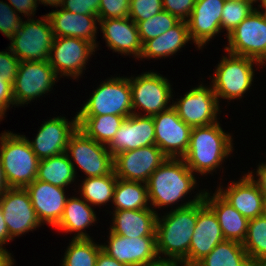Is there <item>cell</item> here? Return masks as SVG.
<instances>
[{
	"mask_svg": "<svg viewBox=\"0 0 266 266\" xmlns=\"http://www.w3.org/2000/svg\"><path fill=\"white\" fill-rule=\"evenodd\" d=\"M206 189L188 201L171 206L168 213L157 216L156 243L159 258L187 263V255L198 216V202ZM162 256V257H161Z\"/></svg>",
	"mask_w": 266,
	"mask_h": 266,
	"instance_id": "obj_1",
	"label": "cell"
},
{
	"mask_svg": "<svg viewBox=\"0 0 266 266\" xmlns=\"http://www.w3.org/2000/svg\"><path fill=\"white\" fill-rule=\"evenodd\" d=\"M232 141V135L223 131L220 122L193 127L188 149L182 159L194 174H213L233 152Z\"/></svg>",
	"mask_w": 266,
	"mask_h": 266,
	"instance_id": "obj_2",
	"label": "cell"
},
{
	"mask_svg": "<svg viewBox=\"0 0 266 266\" xmlns=\"http://www.w3.org/2000/svg\"><path fill=\"white\" fill-rule=\"evenodd\" d=\"M196 179L182 158L168 157L146 182L151 208L161 210L182 202L197 186Z\"/></svg>",
	"mask_w": 266,
	"mask_h": 266,
	"instance_id": "obj_3",
	"label": "cell"
},
{
	"mask_svg": "<svg viewBox=\"0 0 266 266\" xmlns=\"http://www.w3.org/2000/svg\"><path fill=\"white\" fill-rule=\"evenodd\" d=\"M0 158L9 188H25L36 179L40 159L23 135L1 133Z\"/></svg>",
	"mask_w": 266,
	"mask_h": 266,
	"instance_id": "obj_4",
	"label": "cell"
},
{
	"mask_svg": "<svg viewBox=\"0 0 266 266\" xmlns=\"http://www.w3.org/2000/svg\"><path fill=\"white\" fill-rule=\"evenodd\" d=\"M227 56H223L218 62L211 85L216 94L218 103L220 99L227 101L241 99L246 92L251 89L254 79V65H263L249 57L235 55L227 52Z\"/></svg>",
	"mask_w": 266,
	"mask_h": 266,
	"instance_id": "obj_5",
	"label": "cell"
},
{
	"mask_svg": "<svg viewBox=\"0 0 266 266\" xmlns=\"http://www.w3.org/2000/svg\"><path fill=\"white\" fill-rule=\"evenodd\" d=\"M77 116L117 115L128 117L132 111L129 77L116 76L100 82Z\"/></svg>",
	"mask_w": 266,
	"mask_h": 266,
	"instance_id": "obj_6",
	"label": "cell"
},
{
	"mask_svg": "<svg viewBox=\"0 0 266 266\" xmlns=\"http://www.w3.org/2000/svg\"><path fill=\"white\" fill-rule=\"evenodd\" d=\"M129 81L133 114L154 116L172 106L170 100L173 99V89L167 77L150 70L136 77H129Z\"/></svg>",
	"mask_w": 266,
	"mask_h": 266,
	"instance_id": "obj_7",
	"label": "cell"
},
{
	"mask_svg": "<svg viewBox=\"0 0 266 266\" xmlns=\"http://www.w3.org/2000/svg\"><path fill=\"white\" fill-rule=\"evenodd\" d=\"M40 18L22 21L19 30L9 39L8 48L20 62L45 61L50 57L54 34L48 16Z\"/></svg>",
	"mask_w": 266,
	"mask_h": 266,
	"instance_id": "obj_8",
	"label": "cell"
},
{
	"mask_svg": "<svg viewBox=\"0 0 266 266\" xmlns=\"http://www.w3.org/2000/svg\"><path fill=\"white\" fill-rule=\"evenodd\" d=\"M66 153L77 174V165L85 178L109 175L114 170L113 156L107 145L87 137L80 129L70 136Z\"/></svg>",
	"mask_w": 266,
	"mask_h": 266,
	"instance_id": "obj_9",
	"label": "cell"
},
{
	"mask_svg": "<svg viewBox=\"0 0 266 266\" xmlns=\"http://www.w3.org/2000/svg\"><path fill=\"white\" fill-rule=\"evenodd\" d=\"M58 78L48 60L21 61L12 85L14 104L28 105L40 96L43 97L45 93L52 91Z\"/></svg>",
	"mask_w": 266,
	"mask_h": 266,
	"instance_id": "obj_10",
	"label": "cell"
},
{
	"mask_svg": "<svg viewBox=\"0 0 266 266\" xmlns=\"http://www.w3.org/2000/svg\"><path fill=\"white\" fill-rule=\"evenodd\" d=\"M224 51L249 57L266 65V20L256 8L230 34Z\"/></svg>",
	"mask_w": 266,
	"mask_h": 266,
	"instance_id": "obj_11",
	"label": "cell"
},
{
	"mask_svg": "<svg viewBox=\"0 0 266 266\" xmlns=\"http://www.w3.org/2000/svg\"><path fill=\"white\" fill-rule=\"evenodd\" d=\"M176 100H172V107L179 118L191 128L219 122L217 114L221 112L220 105L211 84L204 86L201 83Z\"/></svg>",
	"mask_w": 266,
	"mask_h": 266,
	"instance_id": "obj_12",
	"label": "cell"
},
{
	"mask_svg": "<svg viewBox=\"0 0 266 266\" xmlns=\"http://www.w3.org/2000/svg\"><path fill=\"white\" fill-rule=\"evenodd\" d=\"M95 51L96 48L85 40L74 37H54L48 62L58 77L67 76L77 80L85 72L83 70H86L88 60Z\"/></svg>",
	"mask_w": 266,
	"mask_h": 266,
	"instance_id": "obj_13",
	"label": "cell"
},
{
	"mask_svg": "<svg viewBox=\"0 0 266 266\" xmlns=\"http://www.w3.org/2000/svg\"><path fill=\"white\" fill-rule=\"evenodd\" d=\"M0 207L12 240L42 225L25 188H8L0 197Z\"/></svg>",
	"mask_w": 266,
	"mask_h": 266,
	"instance_id": "obj_14",
	"label": "cell"
},
{
	"mask_svg": "<svg viewBox=\"0 0 266 266\" xmlns=\"http://www.w3.org/2000/svg\"><path fill=\"white\" fill-rule=\"evenodd\" d=\"M167 158L156 145L120 152L113 157L114 172L119 179L146 183Z\"/></svg>",
	"mask_w": 266,
	"mask_h": 266,
	"instance_id": "obj_15",
	"label": "cell"
},
{
	"mask_svg": "<svg viewBox=\"0 0 266 266\" xmlns=\"http://www.w3.org/2000/svg\"><path fill=\"white\" fill-rule=\"evenodd\" d=\"M152 117L155 145L169 158H182L188 149L192 128L179 118L172 106Z\"/></svg>",
	"mask_w": 266,
	"mask_h": 266,
	"instance_id": "obj_16",
	"label": "cell"
},
{
	"mask_svg": "<svg viewBox=\"0 0 266 266\" xmlns=\"http://www.w3.org/2000/svg\"><path fill=\"white\" fill-rule=\"evenodd\" d=\"M77 128V114L71 121L60 115L44 121L33 141L23 136L28 140L33 152L42 160L65 153L69 138Z\"/></svg>",
	"mask_w": 266,
	"mask_h": 266,
	"instance_id": "obj_17",
	"label": "cell"
},
{
	"mask_svg": "<svg viewBox=\"0 0 266 266\" xmlns=\"http://www.w3.org/2000/svg\"><path fill=\"white\" fill-rule=\"evenodd\" d=\"M102 251L126 266H141L158 259L156 237L128 238L109 231Z\"/></svg>",
	"mask_w": 266,
	"mask_h": 266,
	"instance_id": "obj_18",
	"label": "cell"
},
{
	"mask_svg": "<svg viewBox=\"0 0 266 266\" xmlns=\"http://www.w3.org/2000/svg\"><path fill=\"white\" fill-rule=\"evenodd\" d=\"M216 191L248 220L266 213L264 194L248 173L226 188L218 185Z\"/></svg>",
	"mask_w": 266,
	"mask_h": 266,
	"instance_id": "obj_19",
	"label": "cell"
},
{
	"mask_svg": "<svg viewBox=\"0 0 266 266\" xmlns=\"http://www.w3.org/2000/svg\"><path fill=\"white\" fill-rule=\"evenodd\" d=\"M223 241L225 238L217 217L202 198L198 202V216L187 255V264H196Z\"/></svg>",
	"mask_w": 266,
	"mask_h": 266,
	"instance_id": "obj_20",
	"label": "cell"
},
{
	"mask_svg": "<svg viewBox=\"0 0 266 266\" xmlns=\"http://www.w3.org/2000/svg\"><path fill=\"white\" fill-rule=\"evenodd\" d=\"M155 145L152 116L132 114L124 119L107 149L114 157L120 152Z\"/></svg>",
	"mask_w": 266,
	"mask_h": 266,
	"instance_id": "obj_21",
	"label": "cell"
},
{
	"mask_svg": "<svg viewBox=\"0 0 266 266\" xmlns=\"http://www.w3.org/2000/svg\"><path fill=\"white\" fill-rule=\"evenodd\" d=\"M226 0H196L187 22L189 37L202 50L221 31V16ZM205 45V46H204Z\"/></svg>",
	"mask_w": 266,
	"mask_h": 266,
	"instance_id": "obj_22",
	"label": "cell"
},
{
	"mask_svg": "<svg viewBox=\"0 0 266 266\" xmlns=\"http://www.w3.org/2000/svg\"><path fill=\"white\" fill-rule=\"evenodd\" d=\"M25 189L41 224L46 223L54 228L63 215L68 199L65 188L35 179Z\"/></svg>",
	"mask_w": 266,
	"mask_h": 266,
	"instance_id": "obj_23",
	"label": "cell"
},
{
	"mask_svg": "<svg viewBox=\"0 0 266 266\" xmlns=\"http://www.w3.org/2000/svg\"><path fill=\"white\" fill-rule=\"evenodd\" d=\"M98 25L110 50L121 55H133V58L139 59L143 44L137 25L132 19L128 17L99 20Z\"/></svg>",
	"mask_w": 266,
	"mask_h": 266,
	"instance_id": "obj_24",
	"label": "cell"
},
{
	"mask_svg": "<svg viewBox=\"0 0 266 266\" xmlns=\"http://www.w3.org/2000/svg\"><path fill=\"white\" fill-rule=\"evenodd\" d=\"M53 10L46 15L51 24L54 37H74L90 42L97 50L96 35L98 32L97 15L75 14L65 9Z\"/></svg>",
	"mask_w": 266,
	"mask_h": 266,
	"instance_id": "obj_25",
	"label": "cell"
},
{
	"mask_svg": "<svg viewBox=\"0 0 266 266\" xmlns=\"http://www.w3.org/2000/svg\"><path fill=\"white\" fill-rule=\"evenodd\" d=\"M111 233L128 238L156 237L158 212L152 208L112 211Z\"/></svg>",
	"mask_w": 266,
	"mask_h": 266,
	"instance_id": "obj_26",
	"label": "cell"
},
{
	"mask_svg": "<svg viewBox=\"0 0 266 266\" xmlns=\"http://www.w3.org/2000/svg\"><path fill=\"white\" fill-rule=\"evenodd\" d=\"M206 190L205 204L214 212L225 240L243 243L248 228V219L229 204L216 190L213 195Z\"/></svg>",
	"mask_w": 266,
	"mask_h": 266,
	"instance_id": "obj_27",
	"label": "cell"
},
{
	"mask_svg": "<svg viewBox=\"0 0 266 266\" xmlns=\"http://www.w3.org/2000/svg\"><path fill=\"white\" fill-rule=\"evenodd\" d=\"M96 222L97 217L93 207L81 196H73L68 197L63 215L54 228L64 233L75 232L73 239H91L85 229L94 226Z\"/></svg>",
	"mask_w": 266,
	"mask_h": 266,
	"instance_id": "obj_28",
	"label": "cell"
},
{
	"mask_svg": "<svg viewBox=\"0 0 266 266\" xmlns=\"http://www.w3.org/2000/svg\"><path fill=\"white\" fill-rule=\"evenodd\" d=\"M191 41L186 21H180L165 33L150 39L143 44L140 60L167 58L181 51L186 43Z\"/></svg>",
	"mask_w": 266,
	"mask_h": 266,
	"instance_id": "obj_29",
	"label": "cell"
},
{
	"mask_svg": "<svg viewBox=\"0 0 266 266\" xmlns=\"http://www.w3.org/2000/svg\"><path fill=\"white\" fill-rule=\"evenodd\" d=\"M112 204L114 205L113 211L151 208L147 184L117 178Z\"/></svg>",
	"mask_w": 266,
	"mask_h": 266,
	"instance_id": "obj_30",
	"label": "cell"
},
{
	"mask_svg": "<svg viewBox=\"0 0 266 266\" xmlns=\"http://www.w3.org/2000/svg\"><path fill=\"white\" fill-rule=\"evenodd\" d=\"M76 178L73 165L66 152L39 162L37 180L65 188L75 182Z\"/></svg>",
	"mask_w": 266,
	"mask_h": 266,
	"instance_id": "obj_31",
	"label": "cell"
},
{
	"mask_svg": "<svg viewBox=\"0 0 266 266\" xmlns=\"http://www.w3.org/2000/svg\"><path fill=\"white\" fill-rule=\"evenodd\" d=\"M125 118L117 115L77 116L78 129L96 142L108 145Z\"/></svg>",
	"mask_w": 266,
	"mask_h": 266,
	"instance_id": "obj_32",
	"label": "cell"
},
{
	"mask_svg": "<svg viewBox=\"0 0 266 266\" xmlns=\"http://www.w3.org/2000/svg\"><path fill=\"white\" fill-rule=\"evenodd\" d=\"M81 182L78 192L92 207L106 205L109 201L112 203L117 182L114 170L109 175L84 178Z\"/></svg>",
	"mask_w": 266,
	"mask_h": 266,
	"instance_id": "obj_33",
	"label": "cell"
},
{
	"mask_svg": "<svg viewBox=\"0 0 266 266\" xmlns=\"http://www.w3.org/2000/svg\"><path fill=\"white\" fill-rule=\"evenodd\" d=\"M250 261L242 243L225 240L196 263L197 266H245Z\"/></svg>",
	"mask_w": 266,
	"mask_h": 266,
	"instance_id": "obj_34",
	"label": "cell"
},
{
	"mask_svg": "<svg viewBox=\"0 0 266 266\" xmlns=\"http://www.w3.org/2000/svg\"><path fill=\"white\" fill-rule=\"evenodd\" d=\"M101 244L91 239H71L62 258L61 266H96Z\"/></svg>",
	"mask_w": 266,
	"mask_h": 266,
	"instance_id": "obj_35",
	"label": "cell"
},
{
	"mask_svg": "<svg viewBox=\"0 0 266 266\" xmlns=\"http://www.w3.org/2000/svg\"><path fill=\"white\" fill-rule=\"evenodd\" d=\"M242 245L250 260L266 255V213L248 221L247 235Z\"/></svg>",
	"mask_w": 266,
	"mask_h": 266,
	"instance_id": "obj_36",
	"label": "cell"
},
{
	"mask_svg": "<svg viewBox=\"0 0 266 266\" xmlns=\"http://www.w3.org/2000/svg\"><path fill=\"white\" fill-rule=\"evenodd\" d=\"M179 22L180 20L177 17L162 10L160 13L155 14L149 19L135 23L137 25L141 42L144 44L146 41L165 33Z\"/></svg>",
	"mask_w": 266,
	"mask_h": 266,
	"instance_id": "obj_37",
	"label": "cell"
},
{
	"mask_svg": "<svg viewBox=\"0 0 266 266\" xmlns=\"http://www.w3.org/2000/svg\"><path fill=\"white\" fill-rule=\"evenodd\" d=\"M256 3L257 1H225L221 16V30H226V36L255 11Z\"/></svg>",
	"mask_w": 266,
	"mask_h": 266,
	"instance_id": "obj_38",
	"label": "cell"
},
{
	"mask_svg": "<svg viewBox=\"0 0 266 266\" xmlns=\"http://www.w3.org/2000/svg\"><path fill=\"white\" fill-rule=\"evenodd\" d=\"M162 10V0H130L129 18L134 22H140L153 17Z\"/></svg>",
	"mask_w": 266,
	"mask_h": 266,
	"instance_id": "obj_39",
	"label": "cell"
},
{
	"mask_svg": "<svg viewBox=\"0 0 266 266\" xmlns=\"http://www.w3.org/2000/svg\"><path fill=\"white\" fill-rule=\"evenodd\" d=\"M24 18L7 3L0 0V32L8 39L19 30Z\"/></svg>",
	"mask_w": 266,
	"mask_h": 266,
	"instance_id": "obj_40",
	"label": "cell"
},
{
	"mask_svg": "<svg viewBox=\"0 0 266 266\" xmlns=\"http://www.w3.org/2000/svg\"><path fill=\"white\" fill-rule=\"evenodd\" d=\"M130 0H101L99 5V20L128 18Z\"/></svg>",
	"mask_w": 266,
	"mask_h": 266,
	"instance_id": "obj_41",
	"label": "cell"
},
{
	"mask_svg": "<svg viewBox=\"0 0 266 266\" xmlns=\"http://www.w3.org/2000/svg\"><path fill=\"white\" fill-rule=\"evenodd\" d=\"M7 51H0V76L13 85L20 60L9 48Z\"/></svg>",
	"mask_w": 266,
	"mask_h": 266,
	"instance_id": "obj_42",
	"label": "cell"
},
{
	"mask_svg": "<svg viewBox=\"0 0 266 266\" xmlns=\"http://www.w3.org/2000/svg\"><path fill=\"white\" fill-rule=\"evenodd\" d=\"M101 0H63L60 7L75 14L97 15Z\"/></svg>",
	"mask_w": 266,
	"mask_h": 266,
	"instance_id": "obj_43",
	"label": "cell"
},
{
	"mask_svg": "<svg viewBox=\"0 0 266 266\" xmlns=\"http://www.w3.org/2000/svg\"><path fill=\"white\" fill-rule=\"evenodd\" d=\"M162 2L164 11L177 17L180 21H187L196 0H162Z\"/></svg>",
	"mask_w": 266,
	"mask_h": 266,
	"instance_id": "obj_44",
	"label": "cell"
},
{
	"mask_svg": "<svg viewBox=\"0 0 266 266\" xmlns=\"http://www.w3.org/2000/svg\"><path fill=\"white\" fill-rule=\"evenodd\" d=\"M13 105L15 107L12 85L0 76V121L6 116L5 114L10 106L12 108Z\"/></svg>",
	"mask_w": 266,
	"mask_h": 266,
	"instance_id": "obj_45",
	"label": "cell"
},
{
	"mask_svg": "<svg viewBox=\"0 0 266 266\" xmlns=\"http://www.w3.org/2000/svg\"><path fill=\"white\" fill-rule=\"evenodd\" d=\"M9 5L17 12L21 13L22 17L34 18L38 3L36 0H8ZM23 13V14H22Z\"/></svg>",
	"mask_w": 266,
	"mask_h": 266,
	"instance_id": "obj_46",
	"label": "cell"
},
{
	"mask_svg": "<svg viewBox=\"0 0 266 266\" xmlns=\"http://www.w3.org/2000/svg\"><path fill=\"white\" fill-rule=\"evenodd\" d=\"M257 166L255 174L258 179L254 176L255 174H252L253 171L248 172V174L258 184L260 191L264 194L266 204V162L259 163Z\"/></svg>",
	"mask_w": 266,
	"mask_h": 266,
	"instance_id": "obj_47",
	"label": "cell"
},
{
	"mask_svg": "<svg viewBox=\"0 0 266 266\" xmlns=\"http://www.w3.org/2000/svg\"><path fill=\"white\" fill-rule=\"evenodd\" d=\"M96 266H126L125 264L118 262L116 259L108 256L102 250L99 252Z\"/></svg>",
	"mask_w": 266,
	"mask_h": 266,
	"instance_id": "obj_48",
	"label": "cell"
},
{
	"mask_svg": "<svg viewBox=\"0 0 266 266\" xmlns=\"http://www.w3.org/2000/svg\"><path fill=\"white\" fill-rule=\"evenodd\" d=\"M12 239L9 236V232L4 220V216L0 207V247H4L6 243L10 242ZM4 245V246H3Z\"/></svg>",
	"mask_w": 266,
	"mask_h": 266,
	"instance_id": "obj_49",
	"label": "cell"
},
{
	"mask_svg": "<svg viewBox=\"0 0 266 266\" xmlns=\"http://www.w3.org/2000/svg\"><path fill=\"white\" fill-rule=\"evenodd\" d=\"M5 247H0V266H11L15 263L12 254Z\"/></svg>",
	"mask_w": 266,
	"mask_h": 266,
	"instance_id": "obj_50",
	"label": "cell"
},
{
	"mask_svg": "<svg viewBox=\"0 0 266 266\" xmlns=\"http://www.w3.org/2000/svg\"><path fill=\"white\" fill-rule=\"evenodd\" d=\"M177 263V261L169 260V259H163L158 258L153 262L145 263L141 266H174Z\"/></svg>",
	"mask_w": 266,
	"mask_h": 266,
	"instance_id": "obj_51",
	"label": "cell"
},
{
	"mask_svg": "<svg viewBox=\"0 0 266 266\" xmlns=\"http://www.w3.org/2000/svg\"><path fill=\"white\" fill-rule=\"evenodd\" d=\"M9 188L7 181L5 179L4 171H3V165L0 158V197L6 192V190Z\"/></svg>",
	"mask_w": 266,
	"mask_h": 266,
	"instance_id": "obj_52",
	"label": "cell"
},
{
	"mask_svg": "<svg viewBox=\"0 0 266 266\" xmlns=\"http://www.w3.org/2000/svg\"><path fill=\"white\" fill-rule=\"evenodd\" d=\"M36 1H37L38 5L43 4L44 6L49 5V6H52V8L53 7L58 8V7H60L63 0H36Z\"/></svg>",
	"mask_w": 266,
	"mask_h": 266,
	"instance_id": "obj_53",
	"label": "cell"
},
{
	"mask_svg": "<svg viewBox=\"0 0 266 266\" xmlns=\"http://www.w3.org/2000/svg\"><path fill=\"white\" fill-rule=\"evenodd\" d=\"M252 261L254 266H266V255Z\"/></svg>",
	"mask_w": 266,
	"mask_h": 266,
	"instance_id": "obj_54",
	"label": "cell"
},
{
	"mask_svg": "<svg viewBox=\"0 0 266 266\" xmlns=\"http://www.w3.org/2000/svg\"><path fill=\"white\" fill-rule=\"evenodd\" d=\"M174 266H197L196 264H187L184 262H177Z\"/></svg>",
	"mask_w": 266,
	"mask_h": 266,
	"instance_id": "obj_55",
	"label": "cell"
},
{
	"mask_svg": "<svg viewBox=\"0 0 266 266\" xmlns=\"http://www.w3.org/2000/svg\"><path fill=\"white\" fill-rule=\"evenodd\" d=\"M261 8H262L263 10H262ZM258 9H261L260 12L263 14V16H264V18H265V20H266V6H259Z\"/></svg>",
	"mask_w": 266,
	"mask_h": 266,
	"instance_id": "obj_56",
	"label": "cell"
},
{
	"mask_svg": "<svg viewBox=\"0 0 266 266\" xmlns=\"http://www.w3.org/2000/svg\"><path fill=\"white\" fill-rule=\"evenodd\" d=\"M258 2H260V4L257 5V7H258V6H266V0H257V3H258Z\"/></svg>",
	"mask_w": 266,
	"mask_h": 266,
	"instance_id": "obj_57",
	"label": "cell"
},
{
	"mask_svg": "<svg viewBox=\"0 0 266 266\" xmlns=\"http://www.w3.org/2000/svg\"><path fill=\"white\" fill-rule=\"evenodd\" d=\"M245 266H254V265H253V261L250 260Z\"/></svg>",
	"mask_w": 266,
	"mask_h": 266,
	"instance_id": "obj_58",
	"label": "cell"
},
{
	"mask_svg": "<svg viewBox=\"0 0 266 266\" xmlns=\"http://www.w3.org/2000/svg\"><path fill=\"white\" fill-rule=\"evenodd\" d=\"M226 1H257V0H226Z\"/></svg>",
	"mask_w": 266,
	"mask_h": 266,
	"instance_id": "obj_59",
	"label": "cell"
}]
</instances>
